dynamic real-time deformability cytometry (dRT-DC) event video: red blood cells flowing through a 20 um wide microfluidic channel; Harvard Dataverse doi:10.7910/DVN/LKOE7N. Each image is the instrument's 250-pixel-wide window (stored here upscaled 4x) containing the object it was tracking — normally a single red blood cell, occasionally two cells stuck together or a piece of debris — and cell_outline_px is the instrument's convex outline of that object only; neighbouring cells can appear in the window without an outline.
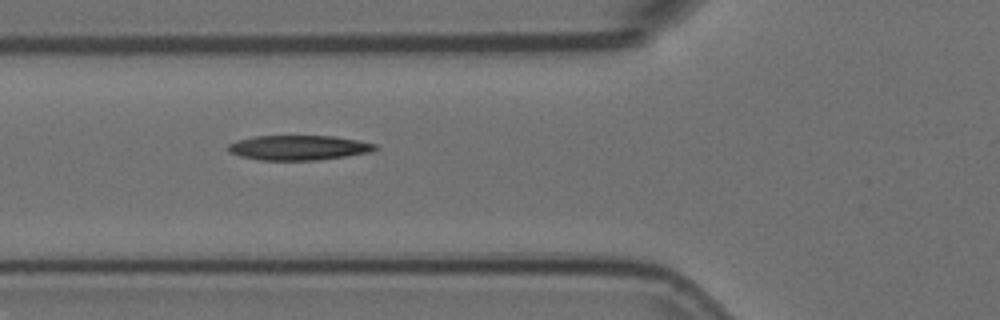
{"species": "Egyptian fruit bat (a non-hibernating species)", "species_latin": "Rousettus aegyptiacus", "temperature_condition": "room temperature", "stored_images_in_passage": 5, "camera_frame_rate_fps": 3000, "um_per_image_px": 0.085, "animal": {"sex": "female"}, "frame": {"image": 1, "passage_image": 3, "time_ms": 0.667, "image_size_px": [1000, 320], "cell_outline_px": [[380, 148], [372, 152], [348, 156], [320, 160], [260, 160], [240, 156], [228, 152], [228, 144], [240, 140], [256, 136], [332, 136], [356, 140], [376, 144]], "centroid_in_image_um": [25.43, 12.56], "position_along_channel_um": 100.4, "area_um2": 21.27}}
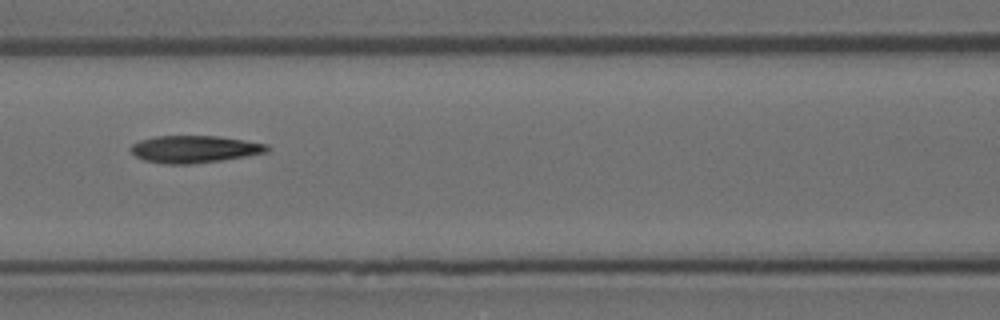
{"frame": {"image": 2, "passage_image": 4, "time_ms": 1.0, "image_size_px": [1000, 320], "cell_outline_px": [[268, 152], [220, 160], [188, 164], [164, 164], [144, 160], [136, 156], [128, 148], [132, 144], [140, 140], [156, 136], [216, 136], [244, 140], [268, 144]], "centroid_in_image_um": [16.49, 12.67], "position_along_channel_um": 150.1, "area_um2": 21.44}}
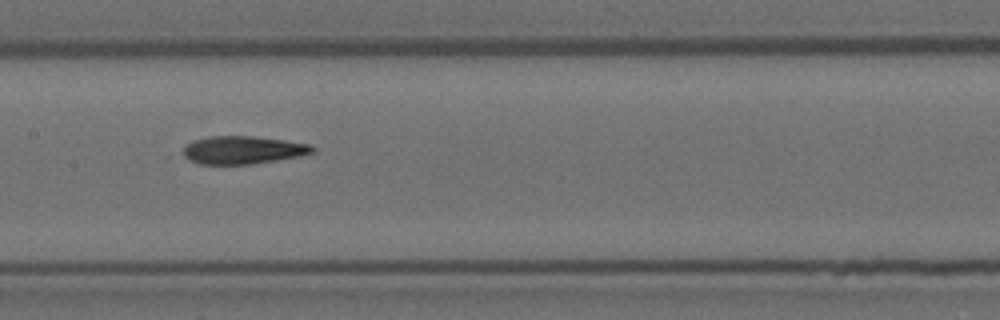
{"frame": {"image": 3, "passage_image": 5, "time_ms": 1.333, "image_size_px": [1000, 320], "cell_outline_px": [[316, 152], [300, 156], [252, 164], [200, 164], [188, 160], [184, 156], [184, 148], [192, 140], [208, 136], [252, 136], [284, 140], [312, 144], [316, 148]], "centroid_in_image_um": [20.68, 12.75], "position_along_channel_um": 186.7, "area_um2": 21.15}}